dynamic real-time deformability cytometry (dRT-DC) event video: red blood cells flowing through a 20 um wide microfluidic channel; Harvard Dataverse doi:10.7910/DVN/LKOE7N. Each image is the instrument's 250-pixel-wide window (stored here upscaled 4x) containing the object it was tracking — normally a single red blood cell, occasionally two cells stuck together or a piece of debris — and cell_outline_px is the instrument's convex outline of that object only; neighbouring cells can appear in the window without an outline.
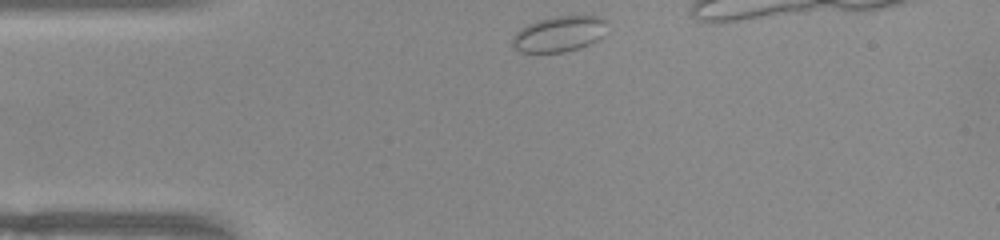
{"species": "common noctule bat (a hibernating species)", "species_latin": "Nyctalus noctula", "temperature_condition": "warm", "stored_images_in_passage": 32, "camera_frame_rate_fps": 3000, "um_per_image_px": 0.085, "animal": {"sex": "female", "body_mass_g": 22.0, "forearm_length_mm": 56.7}, "frame": {"image": 1, "passage_image": 1, "time_ms": 0.0, "image_size_px": [1000, 240], "cell_outline_px": [[608, 20], [600, 36], [596, 40], [588, 44], [564, 52], [520, 52], [512, 44], [512, 36], [520, 28], [536, 20], [556, 16], [600, 16]], "centroid_in_image_um": [47.48, 2.87], "position_along_channel_um": 37.5, "area_um2": 19.42}}
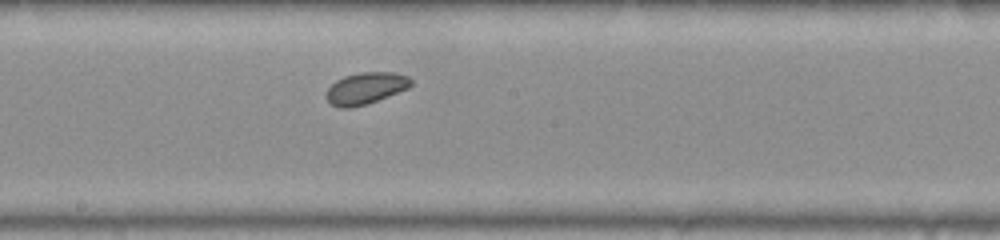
{"frame": {"image": 2, "passage_image": 17, "time_ms": 5.333, "image_size_px": [1000, 240], "cell_outline_px": [[412, 84], [408, 88], [368, 104], [352, 108], [340, 108], [332, 104], [328, 100], [328, 88], [336, 80], [344, 76], [360, 72], [392, 72], [408, 76], [412, 80]], "centroid_in_image_um": [31.11, 7.5], "position_along_channel_um": 217.1, "area_um2": 15.55}}
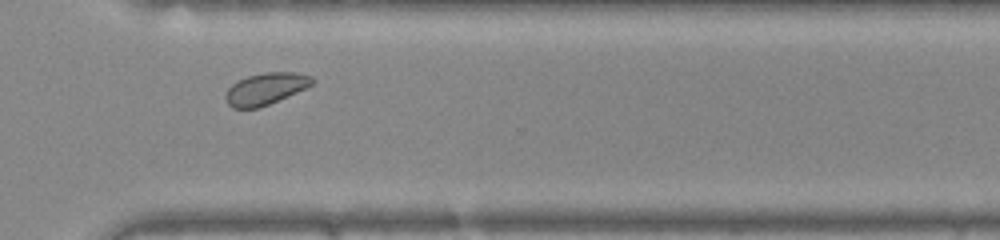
{"frame": {"image": 3, "passage_image": 27, "time_ms": 8.667, "image_size_px": [1000, 240], "cell_outline_px": [[316, 80], [312, 84], [296, 92], [260, 108], [232, 108], [228, 104], [224, 96], [228, 88], [232, 84], [248, 76], [264, 72], [292, 72], [312, 76]], "centroid_in_image_um": [22.56, 7.55], "position_along_channel_um": 348.0, "area_um2": 15.9}}